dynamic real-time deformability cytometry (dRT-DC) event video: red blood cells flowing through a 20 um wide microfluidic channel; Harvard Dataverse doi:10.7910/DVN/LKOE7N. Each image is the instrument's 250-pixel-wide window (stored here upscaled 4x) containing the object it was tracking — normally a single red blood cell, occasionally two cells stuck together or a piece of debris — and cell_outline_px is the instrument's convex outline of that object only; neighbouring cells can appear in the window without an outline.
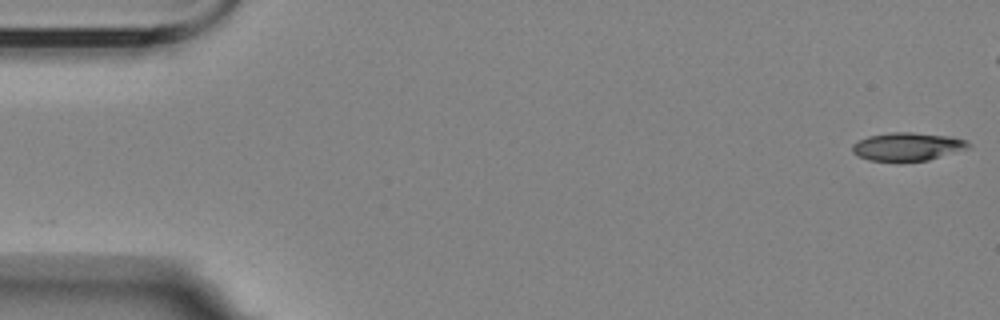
{"species": "Egyptian fruit bat (a non-hibernating species)", "species_latin": "Rousettus aegyptiacus", "temperature_condition": "room temperature", "stored_images_in_passage": 5, "camera_frame_rate_fps": 3000, "um_per_image_px": 0.085, "animal": {"sex": "female"}, "frame": {"image": 1, "passage_image": 1, "time_ms": 0.0, "image_size_px": [1000, 320], "cell_outline_px": [[972, 148], [928, 160], [896, 164], [868, 160], [856, 156], [852, 152], [852, 144], [868, 136], [892, 132], [912, 132], [952, 136], [968, 140], [972, 144]], "centroid_in_image_um": [77.16, 12.5], "position_along_channel_um": 7.8, "area_um2": 20.06}}